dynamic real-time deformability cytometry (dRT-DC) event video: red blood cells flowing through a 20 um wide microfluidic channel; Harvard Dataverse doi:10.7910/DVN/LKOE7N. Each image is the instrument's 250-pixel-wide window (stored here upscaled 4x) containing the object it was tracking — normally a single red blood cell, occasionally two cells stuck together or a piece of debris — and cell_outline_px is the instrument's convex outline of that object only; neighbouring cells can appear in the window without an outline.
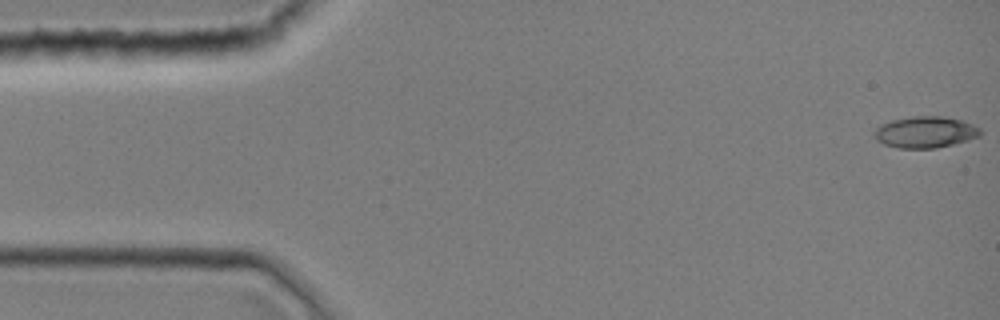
{"species": "common noctule bat (a hibernating species)", "species_latin": "Nyctalus noctula", "temperature_condition": "room temperature", "stored_images_in_passage": 44, "camera_frame_rate_fps": 3000, "um_per_image_px": 0.085, "animal": {"sex": "female", "body_mass_g": 19.0, "forearm_length_mm": 51.5}, "frame": {"image": 1, "passage_image": 1, "time_ms": 0.0, "image_size_px": [1000, 320], "cell_outline_px": [[980, 136], [968, 140], [936, 148], [900, 148], [884, 144], [876, 140], [872, 136], [872, 132], [880, 124], [892, 120], [912, 116], [944, 116], [964, 120], [980, 128]], "centroid_in_image_um": [78.62, 11.22], "position_along_channel_um": 6.4, "area_um2": 19.59}}
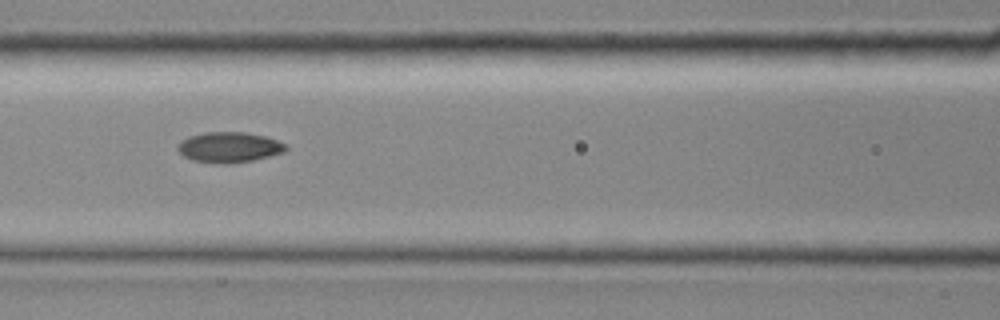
{"frame": {"image": 2, "passage_image": 19, "time_ms": 6.0, "image_size_px": [1000, 320], "cell_outline_px": [[288, 148], [284, 152], [252, 160], [228, 164], [192, 160], [184, 156], [176, 148], [176, 144], [180, 140], [188, 136], [204, 132], [244, 132], [264, 136], [288, 144]], "centroid_in_image_um": [19.45, 12.5], "position_along_channel_um": 147.2, "area_um2": 19.19}}
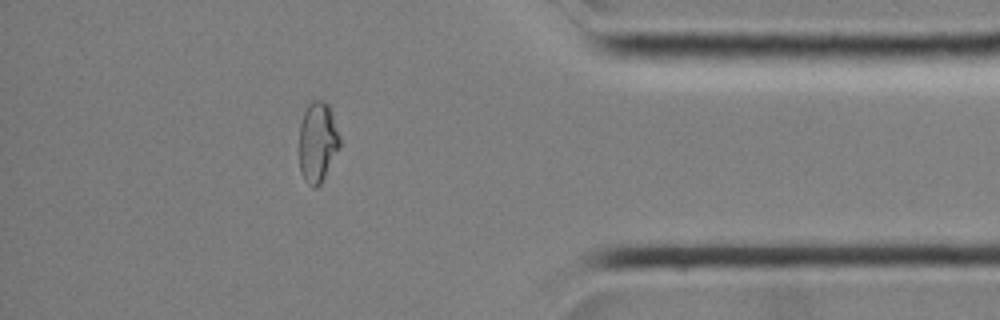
{"frame": {"image": 3, "passage_image": 38, "time_ms": 12.333, "image_size_px": [1000, 320], "cell_outline_px": [[340, 144], [320, 184], [316, 188], [312, 188], [304, 180], [300, 172], [300, 124], [304, 112], [308, 104], [312, 100], [324, 100], [328, 104], [332, 112], [340, 136]], "centroid_in_image_um": [26.99, 12.05], "position_along_channel_um": 408.2, "area_um2": 18.84}}